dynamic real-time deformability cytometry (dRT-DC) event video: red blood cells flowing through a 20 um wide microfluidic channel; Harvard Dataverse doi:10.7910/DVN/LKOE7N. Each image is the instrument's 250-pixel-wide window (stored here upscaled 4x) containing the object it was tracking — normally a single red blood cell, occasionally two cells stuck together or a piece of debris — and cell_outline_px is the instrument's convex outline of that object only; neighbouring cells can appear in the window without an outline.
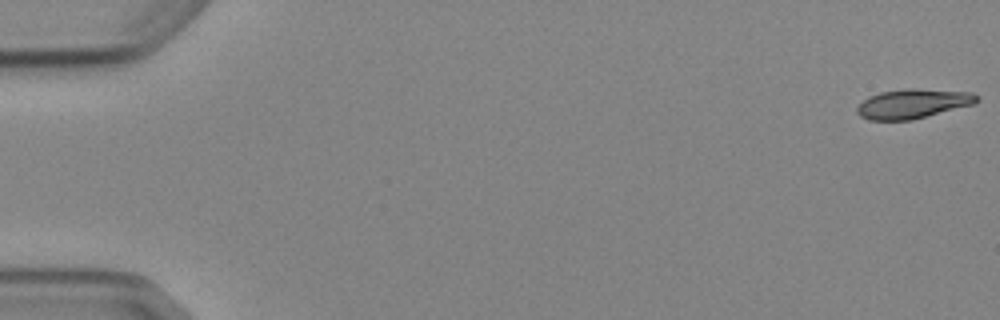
{"species": "Egyptian fruit bat (a non-hibernating species)", "species_latin": "Rousettus aegyptiacus", "temperature_condition": "cold", "stored_images_in_passage": 5, "camera_frame_rate_fps": 3000, "um_per_image_px": 0.085, "animal": {"sex": "female"}, "frame": {"image": 1, "passage_image": 1, "time_ms": 0.0, "image_size_px": [1000, 320], "cell_outline_px": [[980, 100], [976, 104], [912, 120], [868, 120], [860, 116], [856, 112], [856, 108], [868, 96], [880, 92], [904, 88], [916, 88], [972, 92], [980, 96]], "centroid_in_image_um": [77.64, 8.81], "position_along_channel_um": 7.4, "area_um2": 20.92}}
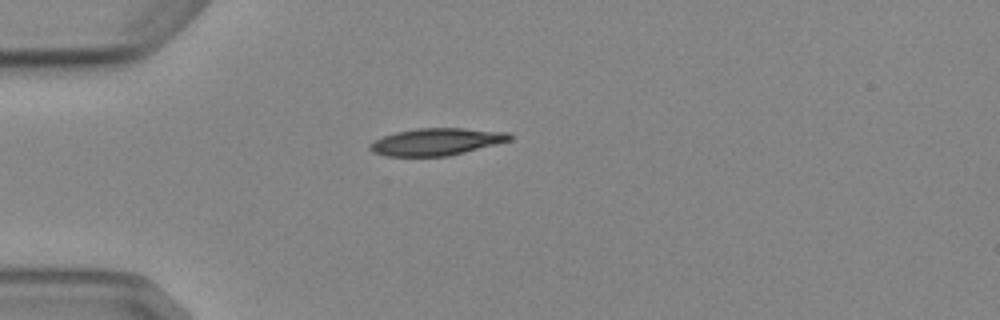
{"frame": {"image": 2, "passage_image": 5, "time_ms": 4.667, "image_size_px": [1000, 320], "cell_outline_px": [[512, 140], [448, 156], [384, 156], [372, 152], [368, 148], [368, 144], [384, 136], [396, 132], [416, 128], [464, 128], [508, 132], [512, 136]], "centroid_in_image_um": [37.08, 12.05], "position_along_channel_um": 47.9, "area_um2": 22.08}}